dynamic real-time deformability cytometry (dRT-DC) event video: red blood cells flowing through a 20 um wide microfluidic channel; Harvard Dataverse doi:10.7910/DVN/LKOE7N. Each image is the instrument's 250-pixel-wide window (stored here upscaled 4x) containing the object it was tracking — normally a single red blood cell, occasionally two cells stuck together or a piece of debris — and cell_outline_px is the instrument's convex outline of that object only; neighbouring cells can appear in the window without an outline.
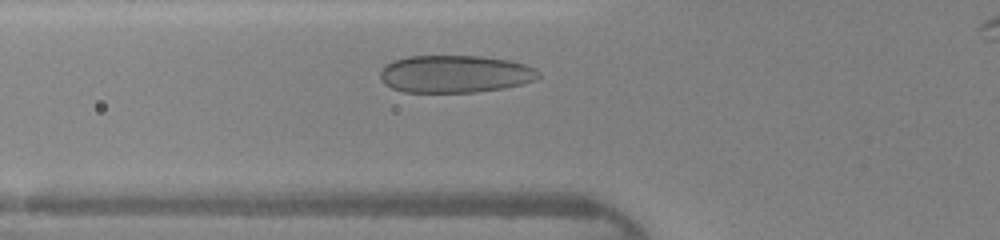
{"species": "human", "species_latin": "Homo sapiens", "temperature_condition": "warm", "stored_images_in_passage": 29, "camera_frame_rate_fps": 3000, "um_per_image_px": 0.085, "donor": {"sex": "female"}, "frame": {"image": 1, "passage_image": 6, "time_ms": 1.667, "image_size_px": [1000, 240], "cell_outline_px": [[540, 76], [536, 80], [504, 88], [476, 92], [404, 92], [392, 88], [384, 84], [380, 80], [380, 72], [384, 64], [392, 60], [408, 56], [480, 56], [508, 60], [524, 64], [536, 68], [540, 72]], "centroid_in_image_um": [38.65, 6.28], "position_along_channel_um": 87.1, "area_um2": 34.85}}
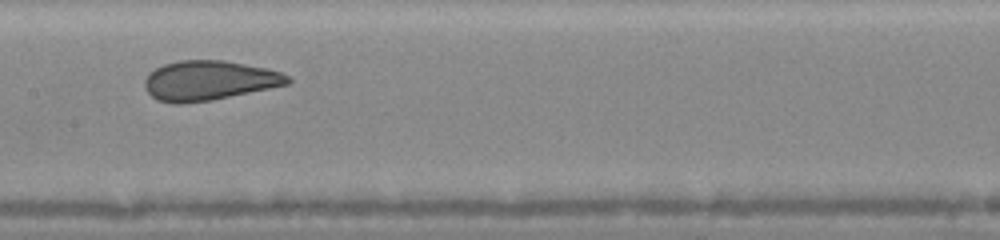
{"frame": {"image": 2, "passage_image": 13, "time_ms": 4.0, "image_size_px": [1000, 240], "cell_outline_px": [[292, 80], [288, 84], [212, 100], [180, 104], [176, 104], [156, 100], [144, 88], [144, 80], [156, 68], [164, 64], [180, 60], [224, 60], [264, 68], [280, 72], [288, 76]], "centroid_in_image_um": [17.74, 6.85], "position_along_channel_um": 189.7, "area_um2": 32.77}}
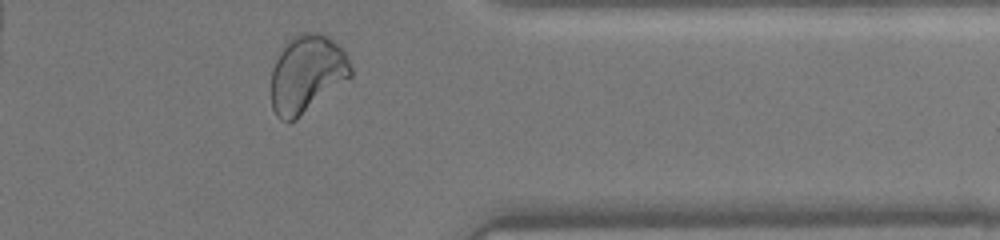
{"frame": {"image": 3, "passage_image": 27, "time_ms": 8.667, "image_size_px": [1000, 240], "cell_outline_px": [[352, 76], [296, 120], [288, 124], [280, 120], [276, 116], [272, 108], [272, 68], [280, 52], [288, 40], [300, 32], [320, 32], [328, 36], [348, 56], [352, 68]], "centroid_in_image_um": [26.08, 6.3], "position_along_channel_um": 385.3, "area_um2": 36.13}, "authors_computed_cell_mechanics": {"area_um2": 32.946, "velocity_mm_per_s": 4.3649, "shape_relaxation_time_tau1_ms": 7.7458, "shape_relaxation_time_tau2_ms": null, "deformation_change_tau1": 0.1734, "deformation_change_tau2": null}}